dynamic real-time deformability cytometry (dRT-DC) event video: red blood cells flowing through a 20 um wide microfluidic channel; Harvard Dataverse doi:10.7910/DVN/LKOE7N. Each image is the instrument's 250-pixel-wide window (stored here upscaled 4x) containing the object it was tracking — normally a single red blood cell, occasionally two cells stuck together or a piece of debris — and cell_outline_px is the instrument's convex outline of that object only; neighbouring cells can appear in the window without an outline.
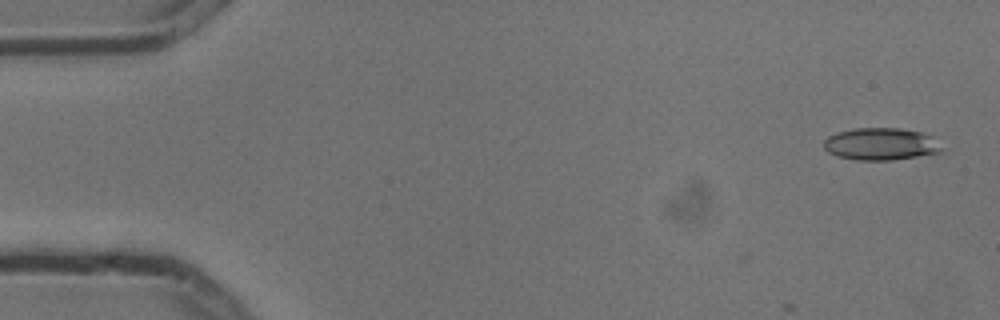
{"species": "common noctule bat (a hibernating species)", "species_latin": "Nyctalus noctula", "temperature_condition": "cold", "stored_images_in_passage": 6, "camera_frame_rate_fps": 3000, "um_per_image_px": 0.085, "animal": {"sex": "male", "body_mass_g": 13.3}, "frame": {"image": 1, "passage_image": 1, "time_ms": 0.0, "image_size_px": [1000, 320], "cell_outline_px": [[944, 148], [940, 152], [892, 160], [856, 160], [836, 156], [828, 152], [824, 148], [824, 140], [828, 136], [836, 132], [856, 128], [900, 128], [920, 132], [928, 136]], "centroid_in_image_um": [74.8, 12.24], "position_along_channel_um": 10.2, "area_um2": 21.96}}